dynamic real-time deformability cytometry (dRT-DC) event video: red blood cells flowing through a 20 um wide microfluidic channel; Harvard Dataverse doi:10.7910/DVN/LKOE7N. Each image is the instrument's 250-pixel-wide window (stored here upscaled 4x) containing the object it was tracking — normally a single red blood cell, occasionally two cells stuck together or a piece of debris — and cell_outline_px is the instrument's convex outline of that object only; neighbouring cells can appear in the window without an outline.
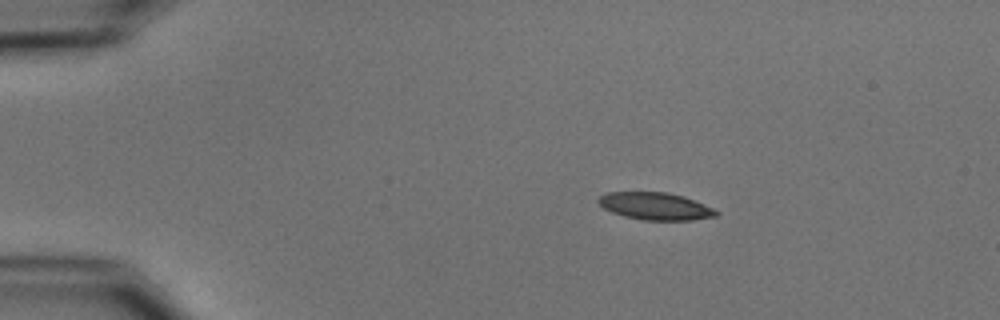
{"species": "common noctule bat (a hibernating species)", "species_latin": "Nyctalus noctula", "temperature_condition": "cold", "stored_images_in_passage": 46, "camera_frame_rate_fps": 3000, "um_per_image_px": 0.085, "animal": {"sex": "male", "body_mass_g": 15.6}, "frame": {"image": 1, "passage_image": 1, "time_ms": 0.0, "image_size_px": [1000, 320], "cell_outline_px": [[720, 212], [716, 216], [692, 220], [644, 220], [624, 216], [612, 212], [604, 208], [596, 200], [600, 196], [608, 192], [668, 192], [684, 196], [712, 208]], "centroid_in_image_um": [55.7, 17.52], "position_along_channel_um": 29.3, "area_um2": 18.67}}
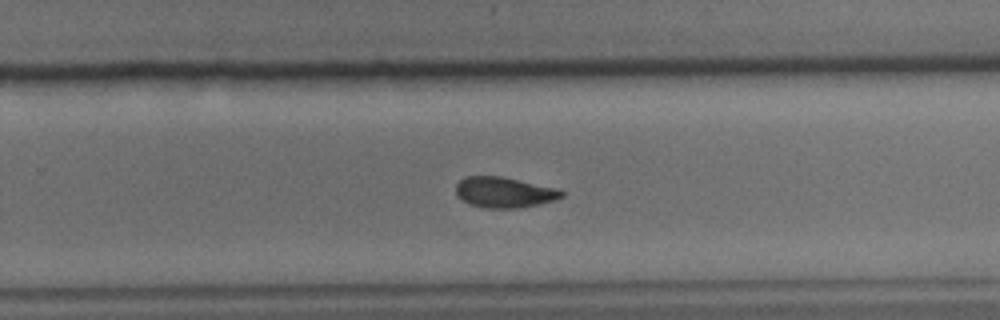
{"frame": {"image": 2, "passage_image": 27, "time_ms": 8.667, "image_size_px": [1000, 320], "cell_outline_px": [[564, 196], [556, 200], [516, 208], [484, 208], [468, 204], [456, 196], [456, 184], [460, 180], [468, 176], [500, 176], [560, 188], [564, 192]], "centroid_in_image_um": [42.86, 16.34], "position_along_channel_um": 286.9, "area_um2": 19.02}}
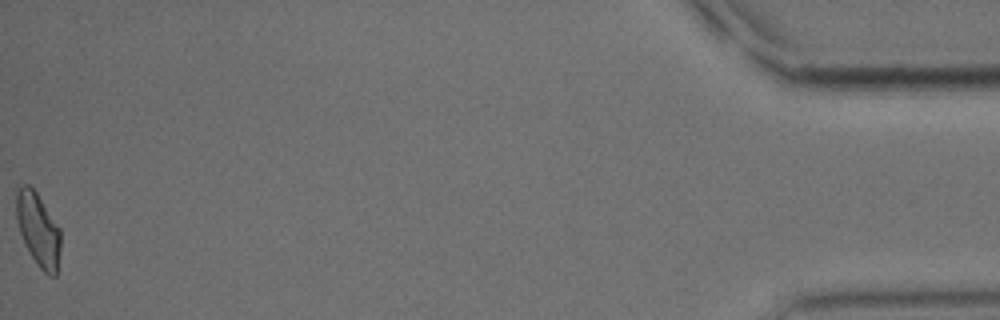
{"frame": {"image": 3, "passage_image": 46, "time_ms": 15.0, "image_size_px": [1000, 320], "cell_outline_px": [[60, 248], [56, 276], [48, 276], [40, 268], [24, 244], [16, 220], [16, 192], [24, 184], [28, 184], [36, 192], [60, 228]], "centroid_in_image_um": [3.24, 19.53], "position_along_channel_um": 432.0, "area_um2": 18.79}, "authors_computed_cell_mechanics": {"area_um2": 19.3919, "velocity_mm_per_s": 3.7138, "shape_relaxation_time_tau1_ms": 4.31, "shape_relaxation_time_tau2_ms": 5.8665, "deformation_change_tau1": 0.1377, "deformation_change_tau2": 0.1168}}